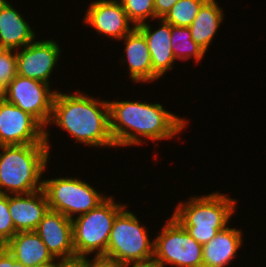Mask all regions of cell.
I'll return each instance as SVG.
<instances>
[{"mask_svg": "<svg viewBox=\"0 0 266 267\" xmlns=\"http://www.w3.org/2000/svg\"><path fill=\"white\" fill-rule=\"evenodd\" d=\"M108 103L110 133L117 148L143 145L146 139L152 142L173 139L188 124V120L167 111L160 103L137 100Z\"/></svg>", "mask_w": 266, "mask_h": 267, "instance_id": "6da1fadb", "label": "cell"}, {"mask_svg": "<svg viewBox=\"0 0 266 267\" xmlns=\"http://www.w3.org/2000/svg\"><path fill=\"white\" fill-rule=\"evenodd\" d=\"M49 125L70 133L79 144L88 147L116 148L110 133L109 103L76 91H57L53 101Z\"/></svg>", "mask_w": 266, "mask_h": 267, "instance_id": "7a4b0ae2", "label": "cell"}, {"mask_svg": "<svg viewBox=\"0 0 266 267\" xmlns=\"http://www.w3.org/2000/svg\"><path fill=\"white\" fill-rule=\"evenodd\" d=\"M0 192L29 194L43 189V172L51 153L48 144L0 146Z\"/></svg>", "mask_w": 266, "mask_h": 267, "instance_id": "3957f363", "label": "cell"}, {"mask_svg": "<svg viewBox=\"0 0 266 267\" xmlns=\"http://www.w3.org/2000/svg\"><path fill=\"white\" fill-rule=\"evenodd\" d=\"M179 202L172 217L200 244L208 243L219 231L231 222L236 211V199L212 192L202 196H190Z\"/></svg>", "mask_w": 266, "mask_h": 267, "instance_id": "277c9868", "label": "cell"}, {"mask_svg": "<svg viewBox=\"0 0 266 267\" xmlns=\"http://www.w3.org/2000/svg\"><path fill=\"white\" fill-rule=\"evenodd\" d=\"M127 206L114 220L105 258L127 267L151 266L154 257V239L144 224Z\"/></svg>", "mask_w": 266, "mask_h": 267, "instance_id": "5b68a950", "label": "cell"}, {"mask_svg": "<svg viewBox=\"0 0 266 267\" xmlns=\"http://www.w3.org/2000/svg\"><path fill=\"white\" fill-rule=\"evenodd\" d=\"M113 199L107 196L96 208L72 219L75 255L89 257L94 253V258H105L114 220L126 207Z\"/></svg>", "mask_w": 266, "mask_h": 267, "instance_id": "8992f818", "label": "cell"}, {"mask_svg": "<svg viewBox=\"0 0 266 267\" xmlns=\"http://www.w3.org/2000/svg\"><path fill=\"white\" fill-rule=\"evenodd\" d=\"M154 239L152 266L203 267V245L172 216Z\"/></svg>", "mask_w": 266, "mask_h": 267, "instance_id": "52a82bcc", "label": "cell"}, {"mask_svg": "<svg viewBox=\"0 0 266 267\" xmlns=\"http://www.w3.org/2000/svg\"><path fill=\"white\" fill-rule=\"evenodd\" d=\"M43 190L50 210L57 211L69 219L85 214L96 208L107 196L94 186L75 177L43 179Z\"/></svg>", "mask_w": 266, "mask_h": 267, "instance_id": "ba28073f", "label": "cell"}, {"mask_svg": "<svg viewBox=\"0 0 266 267\" xmlns=\"http://www.w3.org/2000/svg\"><path fill=\"white\" fill-rule=\"evenodd\" d=\"M56 92L49 84L17 74L4 88V99L31 114L47 129Z\"/></svg>", "mask_w": 266, "mask_h": 267, "instance_id": "9c48e42d", "label": "cell"}, {"mask_svg": "<svg viewBox=\"0 0 266 267\" xmlns=\"http://www.w3.org/2000/svg\"><path fill=\"white\" fill-rule=\"evenodd\" d=\"M50 133L31 114L3 99L0 101V146L48 144Z\"/></svg>", "mask_w": 266, "mask_h": 267, "instance_id": "30bf717a", "label": "cell"}, {"mask_svg": "<svg viewBox=\"0 0 266 267\" xmlns=\"http://www.w3.org/2000/svg\"><path fill=\"white\" fill-rule=\"evenodd\" d=\"M53 39L37 40L15 51L17 74L50 85V76L60 61L61 47Z\"/></svg>", "mask_w": 266, "mask_h": 267, "instance_id": "8fae6325", "label": "cell"}, {"mask_svg": "<svg viewBox=\"0 0 266 267\" xmlns=\"http://www.w3.org/2000/svg\"><path fill=\"white\" fill-rule=\"evenodd\" d=\"M83 23L94 28L96 33L115 40L128 35L135 25L129 20L119 0H96L89 4Z\"/></svg>", "mask_w": 266, "mask_h": 267, "instance_id": "7c38bea8", "label": "cell"}, {"mask_svg": "<svg viewBox=\"0 0 266 267\" xmlns=\"http://www.w3.org/2000/svg\"><path fill=\"white\" fill-rule=\"evenodd\" d=\"M35 232L54 258L75 256L72 220L62 213L49 209L39 222Z\"/></svg>", "mask_w": 266, "mask_h": 267, "instance_id": "4fadbf2b", "label": "cell"}, {"mask_svg": "<svg viewBox=\"0 0 266 267\" xmlns=\"http://www.w3.org/2000/svg\"><path fill=\"white\" fill-rule=\"evenodd\" d=\"M8 206L17 232L35 231L50 209L43 189L29 194L8 195Z\"/></svg>", "mask_w": 266, "mask_h": 267, "instance_id": "5bb4252c", "label": "cell"}, {"mask_svg": "<svg viewBox=\"0 0 266 267\" xmlns=\"http://www.w3.org/2000/svg\"><path fill=\"white\" fill-rule=\"evenodd\" d=\"M158 20L159 28H151L149 22L137 28L143 33L150 51L152 71L160 79L167 71L173 70L176 59L171 47V24L163 18Z\"/></svg>", "mask_w": 266, "mask_h": 267, "instance_id": "9a60e30c", "label": "cell"}, {"mask_svg": "<svg viewBox=\"0 0 266 267\" xmlns=\"http://www.w3.org/2000/svg\"><path fill=\"white\" fill-rule=\"evenodd\" d=\"M121 40L125 43L124 50L126 58L122 57L123 65L127 63L128 73L131 81L135 83H149L159 78L152 71L150 51L143 33L135 27Z\"/></svg>", "mask_w": 266, "mask_h": 267, "instance_id": "2e32d148", "label": "cell"}, {"mask_svg": "<svg viewBox=\"0 0 266 267\" xmlns=\"http://www.w3.org/2000/svg\"><path fill=\"white\" fill-rule=\"evenodd\" d=\"M8 0H0V45L16 51L33 42L35 31Z\"/></svg>", "mask_w": 266, "mask_h": 267, "instance_id": "e0dca14e", "label": "cell"}, {"mask_svg": "<svg viewBox=\"0 0 266 267\" xmlns=\"http://www.w3.org/2000/svg\"><path fill=\"white\" fill-rule=\"evenodd\" d=\"M227 226L203 245V267H229L243 246V232Z\"/></svg>", "mask_w": 266, "mask_h": 267, "instance_id": "ac0fdd59", "label": "cell"}, {"mask_svg": "<svg viewBox=\"0 0 266 267\" xmlns=\"http://www.w3.org/2000/svg\"><path fill=\"white\" fill-rule=\"evenodd\" d=\"M4 246L15 260L26 267H35L55 259L35 231L17 232Z\"/></svg>", "mask_w": 266, "mask_h": 267, "instance_id": "d6986e66", "label": "cell"}, {"mask_svg": "<svg viewBox=\"0 0 266 267\" xmlns=\"http://www.w3.org/2000/svg\"><path fill=\"white\" fill-rule=\"evenodd\" d=\"M216 0H207L189 26L191 37L206 53L224 19V11Z\"/></svg>", "mask_w": 266, "mask_h": 267, "instance_id": "ffe728a7", "label": "cell"}, {"mask_svg": "<svg viewBox=\"0 0 266 267\" xmlns=\"http://www.w3.org/2000/svg\"><path fill=\"white\" fill-rule=\"evenodd\" d=\"M170 37L176 61H187L193 58L196 63H199L205 57L206 52L192 39L189 27L171 25Z\"/></svg>", "mask_w": 266, "mask_h": 267, "instance_id": "44dd1931", "label": "cell"}, {"mask_svg": "<svg viewBox=\"0 0 266 267\" xmlns=\"http://www.w3.org/2000/svg\"><path fill=\"white\" fill-rule=\"evenodd\" d=\"M207 0H179L163 18L174 26L189 27Z\"/></svg>", "mask_w": 266, "mask_h": 267, "instance_id": "7402d4cb", "label": "cell"}, {"mask_svg": "<svg viewBox=\"0 0 266 267\" xmlns=\"http://www.w3.org/2000/svg\"><path fill=\"white\" fill-rule=\"evenodd\" d=\"M135 27L155 19L154 0H119ZM149 19V20H147Z\"/></svg>", "mask_w": 266, "mask_h": 267, "instance_id": "603a6c76", "label": "cell"}, {"mask_svg": "<svg viewBox=\"0 0 266 267\" xmlns=\"http://www.w3.org/2000/svg\"><path fill=\"white\" fill-rule=\"evenodd\" d=\"M16 233L9 212L8 195L0 192V246H4Z\"/></svg>", "mask_w": 266, "mask_h": 267, "instance_id": "cb8c5ba5", "label": "cell"}, {"mask_svg": "<svg viewBox=\"0 0 266 267\" xmlns=\"http://www.w3.org/2000/svg\"><path fill=\"white\" fill-rule=\"evenodd\" d=\"M17 75L16 54L7 50L0 57V86L5 88Z\"/></svg>", "mask_w": 266, "mask_h": 267, "instance_id": "d4e9b609", "label": "cell"}, {"mask_svg": "<svg viewBox=\"0 0 266 267\" xmlns=\"http://www.w3.org/2000/svg\"><path fill=\"white\" fill-rule=\"evenodd\" d=\"M56 267H88V256L56 258Z\"/></svg>", "mask_w": 266, "mask_h": 267, "instance_id": "484cf974", "label": "cell"}, {"mask_svg": "<svg viewBox=\"0 0 266 267\" xmlns=\"http://www.w3.org/2000/svg\"><path fill=\"white\" fill-rule=\"evenodd\" d=\"M179 0H154L155 20L164 18Z\"/></svg>", "mask_w": 266, "mask_h": 267, "instance_id": "4316f807", "label": "cell"}, {"mask_svg": "<svg viewBox=\"0 0 266 267\" xmlns=\"http://www.w3.org/2000/svg\"><path fill=\"white\" fill-rule=\"evenodd\" d=\"M0 267H26L21 262L15 260L13 255L5 246H0Z\"/></svg>", "mask_w": 266, "mask_h": 267, "instance_id": "83f0119b", "label": "cell"}, {"mask_svg": "<svg viewBox=\"0 0 266 267\" xmlns=\"http://www.w3.org/2000/svg\"><path fill=\"white\" fill-rule=\"evenodd\" d=\"M88 267H127V266L103 257H97V258L93 257L91 259H89L88 257Z\"/></svg>", "mask_w": 266, "mask_h": 267, "instance_id": "f1b7e54d", "label": "cell"}, {"mask_svg": "<svg viewBox=\"0 0 266 267\" xmlns=\"http://www.w3.org/2000/svg\"><path fill=\"white\" fill-rule=\"evenodd\" d=\"M35 267H56V258L53 261L37 265Z\"/></svg>", "mask_w": 266, "mask_h": 267, "instance_id": "f546056e", "label": "cell"}, {"mask_svg": "<svg viewBox=\"0 0 266 267\" xmlns=\"http://www.w3.org/2000/svg\"><path fill=\"white\" fill-rule=\"evenodd\" d=\"M4 99V88L0 86V101Z\"/></svg>", "mask_w": 266, "mask_h": 267, "instance_id": "4dcf8cb0", "label": "cell"}, {"mask_svg": "<svg viewBox=\"0 0 266 267\" xmlns=\"http://www.w3.org/2000/svg\"><path fill=\"white\" fill-rule=\"evenodd\" d=\"M7 51L3 46L0 45V57Z\"/></svg>", "mask_w": 266, "mask_h": 267, "instance_id": "1f68e13d", "label": "cell"}, {"mask_svg": "<svg viewBox=\"0 0 266 267\" xmlns=\"http://www.w3.org/2000/svg\"><path fill=\"white\" fill-rule=\"evenodd\" d=\"M133 267H154V266H133Z\"/></svg>", "mask_w": 266, "mask_h": 267, "instance_id": "d6a6232c", "label": "cell"}]
</instances>
